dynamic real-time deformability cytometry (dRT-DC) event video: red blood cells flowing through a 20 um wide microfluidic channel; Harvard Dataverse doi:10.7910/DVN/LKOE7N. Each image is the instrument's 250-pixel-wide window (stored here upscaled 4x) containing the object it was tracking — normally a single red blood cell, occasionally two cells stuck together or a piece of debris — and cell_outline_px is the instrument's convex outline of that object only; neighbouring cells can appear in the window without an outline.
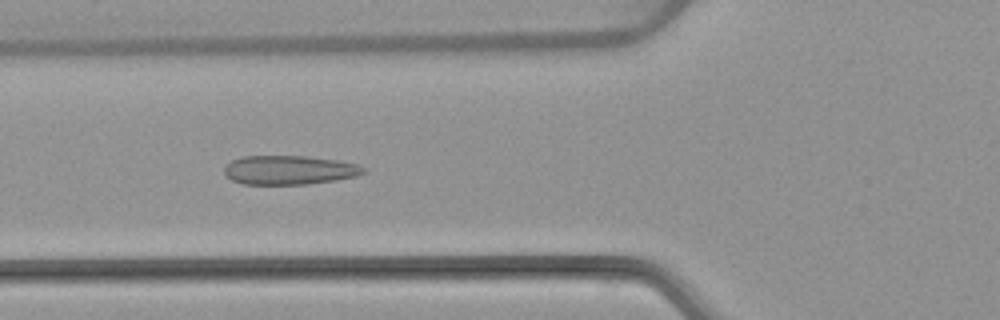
{"species": "common noctule bat (a hibernating species)", "species_latin": "Nyctalus noctula", "temperature_condition": "warm", "stored_images_in_passage": 49, "camera_frame_rate_fps": 3000, "um_per_image_px": 0.085, "animal": {"sex": "female", "body_mass_g": 22.7, "forearm_length_mm": 54.2}, "frame": {"image": 1, "passage_image": 19, "time_ms": 6.0, "image_size_px": [1000, 320], "cell_outline_px": [[368, 168], [364, 172], [356, 176], [336, 180], [308, 184], [244, 184], [232, 180], [224, 172], [224, 168], [232, 160], [244, 156], [304, 156], [336, 160], [356, 164]], "centroid_in_image_um": [24.6, 14.45], "position_along_channel_um": 101.2, "area_um2": 23.41}}
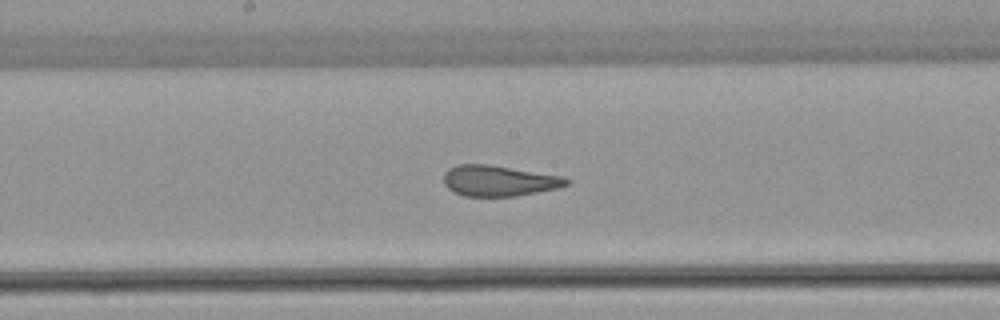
{"frame": {"image": 2, "passage_image": 27, "time_ms": 8.667, "image_size_px": [1000, 320], "cell_outline_px": [[572, 180], [568, 184], [560, 188], [516, 196], [464, 196], [448, 188], [444, 184], [444, 172], [448, 168], [456, 164], [488, 164], [564, 176]], "centroid_in_image_um": [42.44, 15.36], "position_along_channel_um": 205.8, "area_um2": 22.2}}
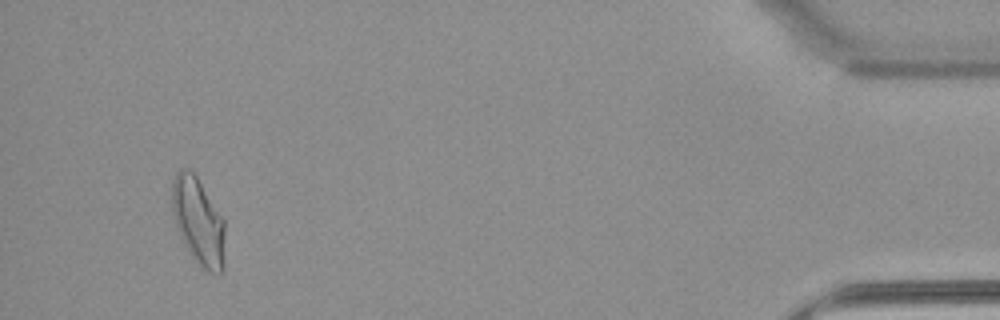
{"frame": {"image": 3, "passage_image": 49, "time_ms": 16.0, "image_size_px": [1000, 320], "cell_outline_px": [[224, 268], [220, 272], [208, 272], [200, 264], [180, 236], [172, 212], [172, 184], [176, 172], [180, 168], [188, 168], [196, 176], [224, 220]], "centroid_in_image_um": [16.85, 18.76], "position_along_channel_um": 418.3, "area_um2": 26.18}, "authors_computed_cell_mechanics": {"area_um2": 23.698, "velocity_mm_per_s": 3.9126, "shape_relaxation_time_tau1_ms": null, "shape_relaxation_time_tau2_ms": 1.0126, "deformation_change_tau1": null, "deformation_change_tau2": 0.0892}}